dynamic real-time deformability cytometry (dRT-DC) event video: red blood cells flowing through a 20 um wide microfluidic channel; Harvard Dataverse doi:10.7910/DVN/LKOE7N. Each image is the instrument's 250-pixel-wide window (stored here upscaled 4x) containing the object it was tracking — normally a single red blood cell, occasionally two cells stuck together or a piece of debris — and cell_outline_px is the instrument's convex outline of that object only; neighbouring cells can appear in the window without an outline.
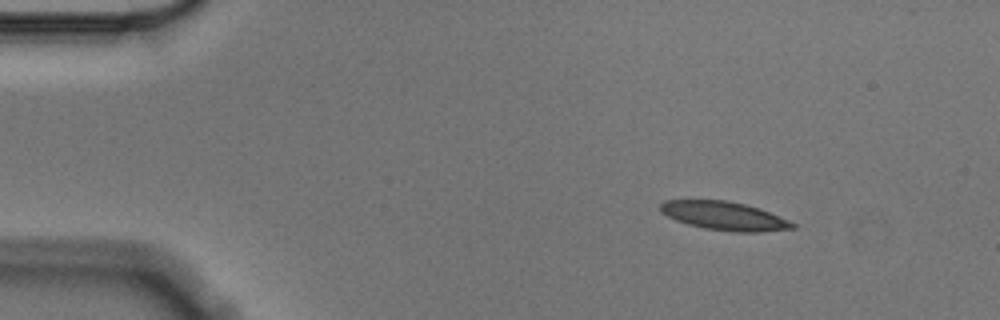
{"species": "Egyptian fruit bat (a non-hibernating species)", "species_latin": "Rousettus aegyptiacus", "temperature_condition": "cold", "stored_images_in_passage": 6, "camera_frame_rate_fps": 3000, "um_per_image_px": 0.085, "animal": {"sex": "male"}, "frame": {"image": 1, "passage_image": 2, "time_ms": 0.333, "image_size_px": [1000, 320], "cell_outline_px": [[796, 228], [760, 232], [732, 232], [704, 228], [688, 224], [676, 220], [660, 212], [660, 204], [664, 200], [728, 200], [760, 208], [788, 220], [796, 224]], "centroid_in_image_um": [61.57, 18.35], "position_along_channel_um": 23.4, "area_um2": 22.02}}
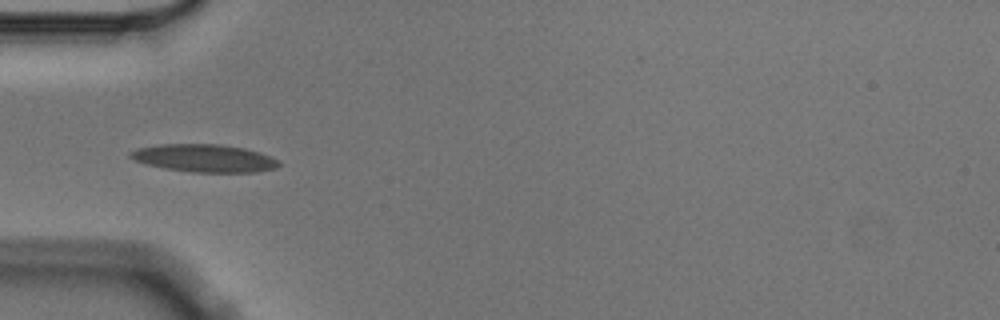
{"frame": {"image": 2, "passage_image": 5, "time_ms": 1.333, "image_size_px": [1000, 320], "cell_outline_px": [[280, 164], [276, 168], [256, 172], [192, 172], [164, 168], [144, 164], [128, 156], [128, 152], [136, 148], [160, 144], [220, 144], [244, 148], [260, 152], [276, 160]], "centroid_in_image_um": [17.31, 13.44], "position_along_channel_um": 67.7, "area_um2": 23.99}}
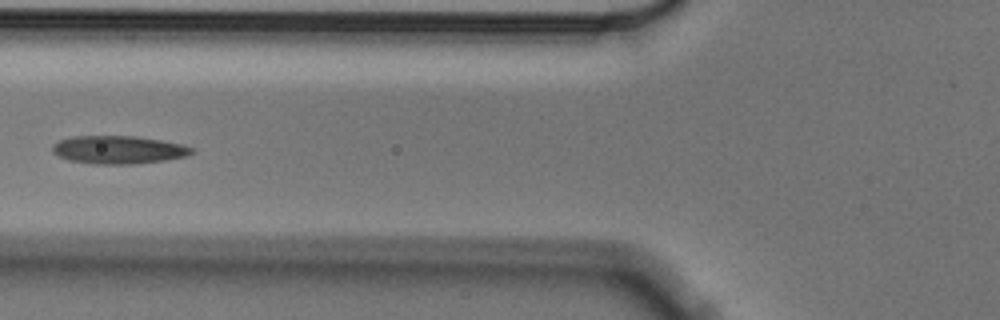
{"frame": {"image": 3, "passage_image": 6, "time_ms": 1.667, "image_size_px": [1000, 320], "cell_outline_px": [[192, 152], [188, 156], [164, 160], [132, 164], [96, 164], [68, 160], [52, 152], [52, 144], [60, 140], [72, 136], [136, 136], [160, 140], [180, 144], [192, 148]], "centroid_in_image_um": [10.03, 12.73], "position_along_channel_um": 115.8, "area_um2": 22.6}}